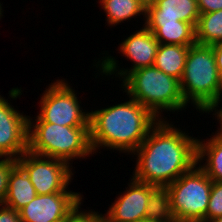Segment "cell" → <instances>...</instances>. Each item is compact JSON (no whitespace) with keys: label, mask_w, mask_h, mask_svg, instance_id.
I'll use <instances>...</instances> for the list:
<instances>
[{"label":"cell","mask_w":222,"mask_h":222,"mask_svg":"<svg viewBox=\"0 0 222 222\" xmlns=\"http://www.w3.org/2000/svg\"><path fill=\"white\" fill-rule=\"evenodd\" d=\"M18 164L25 170L37 195L70 191L74 174L73 166L68 163L31 153L29 150L18 159ZM69 189V190H68Z\"/></svg>","instance_id":"30bf717a"},{"label":"cell","mask_w":222,"mask_h":222,"mask_svg":"<svg viewBox=\"0 0 222 222\" xmlns=\"http://www.w3.org/2000/svg\"><path fill=\"white\" fill-rule=\"evenodd\" d=\"M159 44L194 45L195 28L185 21L176 23H144Z\"/></svg>","instance_id":"2e32d148"},{"label":"cell","mask_w":222,"mask_h":222,"mask_svg":"<svg viewBox=\"0 0 222 222\" xmlns=\"http://www.w3.org/2000/svg\"><path fill=\"white\" fill-rule=\"evenodd\" d=\"M28 150L31 153L71 161L86 159L93 151L89 127H69L47 122H35L28 117Z\"/></svg>","instance_id":"8992f818"},{"label":"cell","mask_w":222,"mask_h":222,"mask_svg":"<svg viewBox=\"0 0 222 222\" xmlns=\"http://www.w3.org/2000/svg\"><path fill=\"white\" fill-rule=\"evenodd\" d=\"M222 216V182L212 181L210 200L206 211V221Z\"/></svg>","instance_id":"ffe728a7"},{"label":"cell","mask_w":222,"mask_h":222,"mask_svg":"<svg viewBox=\"0 0 222 222\" xmlns=\"http://www.w3.org/2000/svg\"><path fill=\"white\" fill-rule=\"evenodd\" d=\"M3 9H2V4H1V2H0V19L3 17Z\"/></svg>","instance_id":"f1b7e54d"},{"label":"cell","mask_w":222,"mask_h":222,"mask_svg":"<svg viewBox=\"0 0 222 222\" xmlns=\"http://www.w3.org/2000/svg\"><path fill=\"white\" fill-rule=\"evenodd\" d=\"M67 80L59 79L46 87L40 96V113L34 121L69 127H89L90 112L81 108L75 89Z\"/></svg>","instance_id":"52a82bcc"},{"label":"cell","mask_w":222,"mask_h":222,"mask_svg":"<svg viewBox=\"0 0 222 222\" xmlns=\"http://www.w3.org/2000/svg\"><path fill=\"white\" fill-rule=\"evenodd\" d=\"M215 56L216 66L222 78V43L211 45Z\"/></svg>","instance_id":"d4e9b609"},{"label":"cell","mask_w":222,"mask_h":222,"mask_svg":"<svg viewBox=\"0 0 222 222\" xmlns=\"http://www.w3.org/2000/svg\"><path fill=\"white\" fill-rule=\"evenodd\" d=\"M136 222H173L165 213L161 210L155 216L149 217L147 219L139 220Z\"/></svg>","instance_id":"484cf974"},{"label":"cell","mask_w":222,"mask_h":222,"mask_svg":"<svg viewBox=\"0 0 222 222\" xmlns=\"http://www.w3.org/2000/svg\"><path fill=\"white\" fill-rule=\"evenodd\" d=\"M197 165L212 181L222 182V137L218 133L197 139Z\"/></svg>","instance_id":"5bb4252c"},{"label":"cell","mask_w":222,"mask_h":222,"mask_svg":"<svg viewBox=\"0 0 222 222\" xmlns=\"http://www.w3.org/2000/svg\"><path fill=\"white\" fill-rule=\"evenodd\" d=\"M200 14L211 13L222 9V0H197Z\"/></svg>","instance_id":"603a6c76"},{"label":"cell","mask_w":222,"mask_h":222,"mask_svg":"<svg viewBox=\"0 0 222 222\" xmlns=\"http://www.w3.org/2000/svg\"><path fill=\"white\" fill-rule=\"evenodd\" d=\"M169 122L159 120L133 153L132 177L161 191L197 164V138Z\"/></svg>","instance_id":"6da1fadb"},{"label":"cell","mask_w":222,"mask_h":222,"mask_svg":"<svg viewBox=\"0 0 222 222\" xmlns=\"http://www.w3.org/2000/svg\"><path fill=\"white\" fill-rule=\"evenodd\" d=\"M195 41L210 46L222 43V9L200 14L195 27Z\"/></svg>","instance_id":"d6986e66"},{"label":"cell","mask_w":222,"mask_h":222,"mask_svg":"<svg viewBox=\"0 0 222 222\" xmlns=\"http://www.w3.org/2000/svg\"><path fill=\"white\" fill-rule=\"evenodd\" d=\"M80 192H59L37 195L20 211L22 222H64L81 207Z\"/></svg>","instance_id":"8fae6325"},{"label":"cell","mask_w":222,"mask_h":222,"mask_svg":"<svg viewBox=\"0 0 222 222\" xmlns=\"http://www.w3.org/2000/svg\"><path fill=\"white\" fill-rule=\"evenodd\" d=\"M0 158V205H3L7 196L9 175L18 162L12 157Z\"/></svg>","instance_id":"44dd1931"},{"label":"cell","mask_w":222,"mask_h":222,"mask_svg":"<svg viewBox=\"0 0 222 222\" xmlns=\"http://www.w3.org/2000/svg\"><path fill=\"white\" fill-rule=\"evenodd\" d=\"M204 222H222V216L218 217V218H215V219H212V220L204 221Z\"/></svg>","instance_id":"83f0119b"},{"label":"cell","mask_w":222,"mask_h":222,"mask_svg":"<svg viewBox=\"0 0 222 222\" xmlns=\"http://www.w3.org/2000/svg\"><path fill=\"white\" fill-rule=\"evenodd\" d=\"M158 121L147 108L131 97L124 103L90 111L89 132L93 155L101 148L131 155Z\"/></svg>","instance_id":"7a4b0ae2"},{"label":"cell","mask_w":222,"mask_h":222,"mask_svg":"<svg viewBox=\"0 0 222 222\" xmlns=\"http://www.w3.org/2000/svg\"><path fill=\"white\" fill-rule=\"evenodd\" d=\"M212 180L196 164L161 191L162 211L173 222H204Z\"/></svg>","instance_id":"5b68a950"},{"label":"cell","mask_w":222,"mask_h":222,"mask_svg":"<svg viewBox=\"0 0 222 222\" xmlns=\"http://www.w3.org/2000/svg\"><path fill=\"white\" fill-rule=\"evenodd\" d=\"M0 222H22L20 213L12 208L0 205Z\"/></svg>","instance_id":"cb8c5ba5"},{"label":"cell","mask_w":222,"mask_h":222,"mask_svg":"<svg viewBox=\"0 0 222 222\" xmlns=\"http://www.w3.org/2000/svg\"><path fill=\"white\" fill-rule=\"evenodd\" d=\"M120 85L128 97L138 101L159 120L167 119L162 112H180L187 107L180 80L154 66L130 72Z\"/></svg>","instance_id":"3957f363"},{"label":"cell","mask_w":222,"mask_h":222,"mask_svg":"<svg viewBox=\"0 0 222 222\" xmlns=\"http://www.w3.org/2000/svg\"><path fill=\"white\" fill-rule=\"evenodd\" d=\"M64 222H105L103 214L98 211L76 209Z\"/></svg>","instance_id":"7402d4cb"},{"label":"cell","mask_w":222,"mask_h":222,"mask_svg":"<svg viewBox=\"0 0 222 222\" xmlns=\"http://www.w3.org/2000/svg\"><path fill=\"white\" fill-rule=\"evenodd\" d=\"M128 187L104 213L105 222H136L155 216L162 210L161 190L131 176Z\"/></svg>","instance_id":"ba28073f"},{"label":"cell","mask_w":222,"mask_h":222,"mask_svg":"<svg viewBox=\"0 0 222 222\" xmlns=\"http://www.w3.org/2000/svg\"><path fill=\"white\" fill-rule=\"evenodd\" d=\"M37 196L25 170L17 164L9 175L7 196L3 205L20 211Z\"/></svg>","instance_id":"9a60e30c"},{"label":"cell","mask_w":222,"mask_h":222,"mask_svg":"<svg viewBox=\"0 0 222 222\" xmlns=\"http://www.w3.org/2000/svg\"><path fill=\"white\" fill-rule=\"evenodd\" d=\"M199 16L197 0H150L144 23H176L179 20L195 28Z\"/></svg>","instance_id":"4fadbf2b"},{"label":"cell","mask_w":222,"mask_h":222,"mask_svg":"<svg viewBox=\"0 0 222 222\" xmlns=\"http://www.w3.org/2000/svg\"><path fill=\"white\" fill-rule=\"evenodd\" d=\"M181 91L186 104L199 113H208L222 101V78L216 66L212 46L195 43L188 49Z\"/></svg>","instance_id":"277c9868"},{"label":"cell","mask_w":222,"mask_h":222,"mask_svg":"<svg viewBox=\"0 0 222 222\" xmlns=\"http://www.w3.org/2000/svg\"><path fill=\"white\" fill-rule=\"evenodd\" d=\"M209 113H212V115H215V119L217 118V122L220 124V128H218V130H216V133H218L222 137V107L219 108V105H215L208 112V115H209Z\"/></svg>","instance_id":"4316f807"},{"label":"cell","mask_w":222,"mask_h":222,"mask_svg":"<svg viewBox=\"0 0 222 222\" xmlns=\"http://www.w3.org/2000/svg\"><path fill=\"white\" fill-rule=\"evenodd\" d=\"M98 2L106 13L109 27L134 17L136 19L140 15L146 18V0H98Z\"/></svg>","instance_id":"ac0fdd59"},{"label":"cell","mask_w":222,"mask_h":222,"mask_svg":"<svg viewBox=\"0 0 222 222\" xmlns=\"http://www.w3.org/2000/svg\"><path fill=\"white\" fill-rule=\"evenodd\" d=\"M159 42L155 39L154 34L145 26L134 31L133 34L127 36L126 39L120 43L119 51L126 59L133 64L130 68H120L115 57L108 55V51L101 60L98 59L93 66L98 68V72L103 76H113L120 78L122 81L130 72L143 67L153 66ZM108 55V56H107ZM100 70V71H99ZM119 75V76H118Z\"/></svg>","instance_id":"9c48e42d"},{"label":"cell","mask_w":222,"mask_h":222,"mask_svg":"<svg viewBox=\"0 0 222 222\" xmlns=\"http://www.w3.org/2000/svg\"><path fill=\"white\" fill-rule=\"evenodd\" d=\"M0 95V157L18 159L28 151V115Z\"/></svg>","instance_id":"7c38bea8"},{"label":"cell","mask_w":222,"mask_h":222,"mask_svg":"<svg viewBox=\"0 0 222 222\" xmlns=\"http://www.w3.org/2000/svg\"><path fill=\"white\" fill-rule=\"evenodd\" d=\"M191 45L159 44L153 66L181 80Z\"/></svg>","instance_id":"e0dca14e"}]
</instances>
